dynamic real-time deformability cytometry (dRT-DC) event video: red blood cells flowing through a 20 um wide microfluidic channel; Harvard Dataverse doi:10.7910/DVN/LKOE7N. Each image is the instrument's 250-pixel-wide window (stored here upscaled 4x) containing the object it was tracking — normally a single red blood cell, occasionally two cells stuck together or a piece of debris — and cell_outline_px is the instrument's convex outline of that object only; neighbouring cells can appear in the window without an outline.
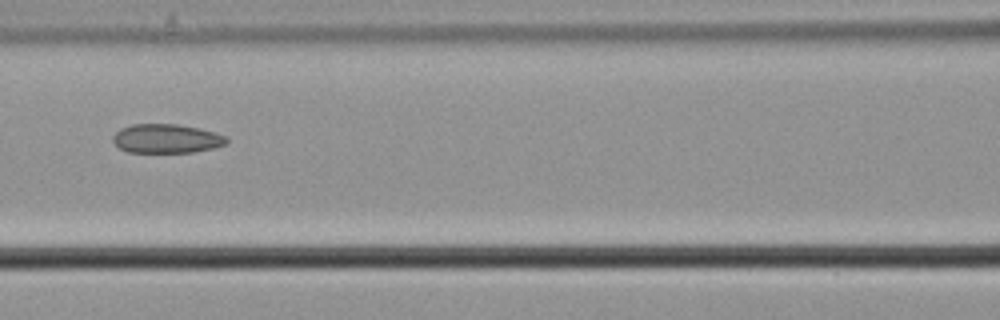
{"species": "common noctule bat (a hibernating species)", "species_latin": "Nyctalus noctula", "temperature_condition": "cold", "stored_images_in_passage": 6, "camera_frame_rate_fps": 3000, "um_per_image_px": 0.085, "animal": {"sex": "male", "body_mass_g": 21.5, "forearm_length_mm": 52.0}, "frame": {"image": 1, "passage_image": 5, "time_ms": 1.333, "image_size_px": [1000, 320], "cell_outline_px": [[228, 140], [224, 144], [212, 148], [192, 152], [128, 152], [120, 148], [112, 140], [112, 136], [120, 128], [132, 124], [176, 124], [200, 128], [216, 132], [228, 136]], "centroid_in_image_um": [14.15, 11.77], "position_along_channel_um": 152.4, "area_um2": 19.25}}
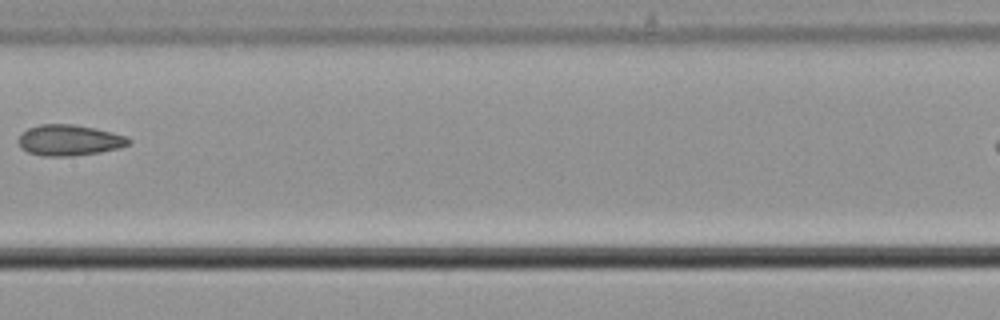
{"frame": {"image": 2, "passage_image": 6, "time_ms": 1.667, "image_size_px": [1000, 320], "cell_outline_px": [[132, 140], [128, 144], [116, 148], [100, 152], [72, 156], [40, 156], [28, 152], [20, 148], [16, 140], [20, 132], [28, 128], [40, 124], [72, 124], [96, 128], [128, 136]], "centroid_in_image_um": [5.83, 11.91], "position_along_channel_um": 201.6, "area_um2": 20.11}}